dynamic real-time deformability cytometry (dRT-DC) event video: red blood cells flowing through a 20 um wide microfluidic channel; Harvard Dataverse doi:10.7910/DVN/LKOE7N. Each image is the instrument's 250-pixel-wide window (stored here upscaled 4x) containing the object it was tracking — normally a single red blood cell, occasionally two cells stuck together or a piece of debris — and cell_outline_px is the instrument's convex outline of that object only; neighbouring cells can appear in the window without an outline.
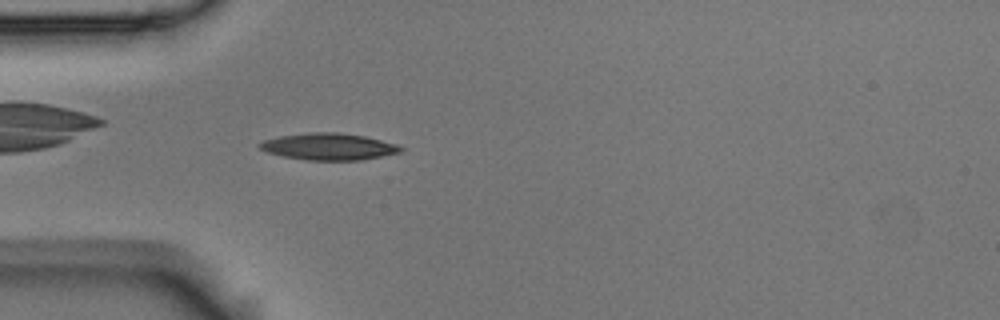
{"species": "Egyptian fruit bat (a non-hibernating species)", "species_latin": "Rousettus aegyptiacus", "temperature_condition": "room temperature", "stored_images_in_passage": 3, "camera_frame_rate_fps": 3000, "um_per_image_px": 0.085, "animal": {"sex": "male"}, "frame": {"image": 1, "passage_image": 3, "time_ms": 0.667, "image_size_px": [1000, 320], "cell_outline_px": [[404, 148], [400, 152], [360, 160], [308, 160], [284, 156], [268, 152], [260, 148], [256, 144], [264, 140], [280, 136], [308, 132], [340, 132], [364, 136], [396, 144]], "centroid_in_image_um": [27.92, 12.45], "position_along_channel_um": 57.1, "area_um2": 21.79}}